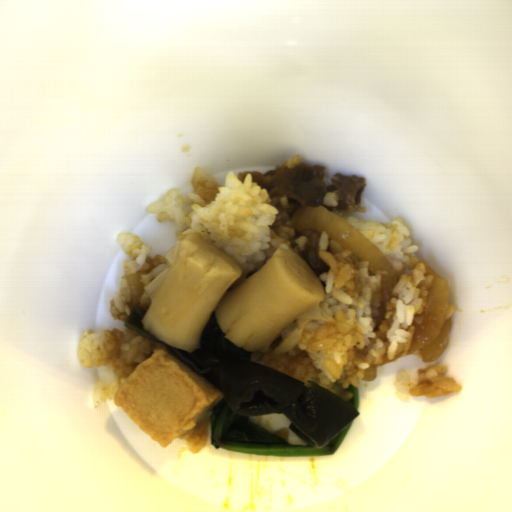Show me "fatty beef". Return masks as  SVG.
<instances>
[{
  "label": "fatty beef",
  "mask_w": 512,
  "mask_h": 512,
  "mask_svg": "<svg viewBox=\"0 0 512 512\" xmlns=\"http://www.w3.org/2000/svg\"><path fill=\"white\" fill-rule=\"evenodd\" d=\"M325 172V166H309L297 155L265 174L253 169L239 172L238 179L244 183L249 174L252 182L266 189L271 204L284 220H291L300 207H324L328 212H366L361 203L366 186L362 176L331 174L332 185H326Z\"/></svg>",
  "instance_id": "8fa450e3"
},
{
  "label": "fatty beef",
  "mask_w": 512,
  "mask_h": 512,
  "mask_svg": "<svg viewBox=\"0 0 512 512\" xmlns=\"http://www.w3.org/2000/svg\"><path fill=\"white\" fill-rule=\"evenodd\" d=\"M418 263L425 264L426 275L432 276V280L424 309L413 319L416 327L410 350L420 355L422 363L435 362L442 356L450 340L452 324L447 316L451 287L448 280L429 265L427 259L422 258Z\"/></svg>",
  "instance_id": "1bbc456c"
},
{
  "label": "fatty beef",
  "mask_w": 512,
  "mask_h": 512,
  "mask_svg": "<svg viewBox=\"0 0 512 512\" xmlns=\"http://www.w3.org/2000/svg\"><path fill=\"white\" fill-rule=\"evenodd\" d=\"M322 232L311 228H296L290 240L293 252L305 260L312 273L318 279L330 266L320 256Z\"/></svg>",
  "instance_id": "5ad873be"
},
{
  "label": "fatty beef",
  "mask_w": 512,
  "mask_h": 512,
  "mask_svg": "<svg viewBox=\"0 0 512 512\" xmlns=\"http://www.w3.org/2000/svg\"><path fill=\"white\" fill-rule=\"evenodd\" d=\"M402 274L403 271L394 269L390 277H382L379 289L371 303V316L375 323L373 332L378 331L381 324L385 321L387 303L391 300Z\"/></svg>",
  "instance_id": "51303b74"
},
{
  "label": "fatty beef",
  "mask_w": 512,
  "mask_h": 512,
  "mask_svg": "<svg viewBox=\"0 0 512 512\" xmlns=\"http://www.w3.org/2000/svg\"><path fill=\"white\" fill-rule=\"evenodd\" d=\"M377 377V367L371 364L365 371L362 380L366 382L375 381Z\"/></svg>",
  "instance_id": "2513f850"
}]
</instances>
